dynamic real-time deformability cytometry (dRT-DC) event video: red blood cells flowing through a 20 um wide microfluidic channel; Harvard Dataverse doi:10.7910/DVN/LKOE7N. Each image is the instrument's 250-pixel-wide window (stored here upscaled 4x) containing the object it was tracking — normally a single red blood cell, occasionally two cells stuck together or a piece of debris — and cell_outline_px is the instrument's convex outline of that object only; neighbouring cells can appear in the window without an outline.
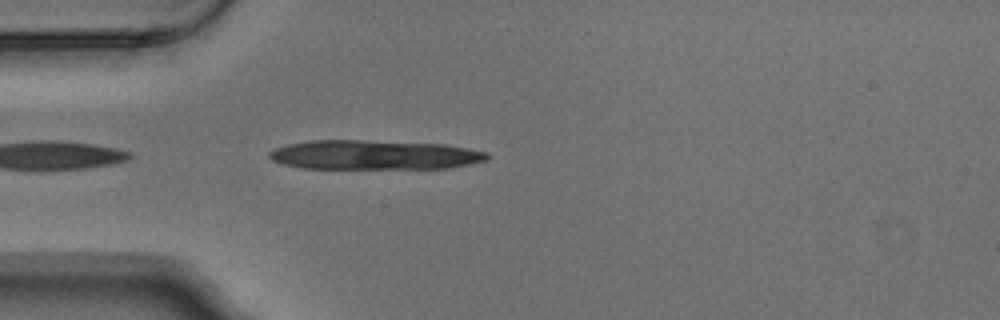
{"species": "Egyptian fruit bat (a non-hibernating species)", "species_latin": "Rousettus aegyptiacus", "temperature_condition": "warm", "stored_images_in_passage": 4, "camera_frame_rate_fps": 3000, "um_per_image_px": 0.085, "animal": {"sex": "male"}, "frame": {"image": 1, "passage_image": 4, "time_ms": 1.0, "image_size_px": [1000, 320], "cell_outline_px": [[488, 160], [452, 168], [300, 168], [284, 164], [272, 160], [268, 156], [268, 152], [276, 148], [288, 144], [308, 140], [364, 140], [444, 144], [468, 148], [488, 152]], "centroid_in_image_um": [31.82, 13.16], "position_along_channel_um": 53.2, "area_um2": 37.4}}